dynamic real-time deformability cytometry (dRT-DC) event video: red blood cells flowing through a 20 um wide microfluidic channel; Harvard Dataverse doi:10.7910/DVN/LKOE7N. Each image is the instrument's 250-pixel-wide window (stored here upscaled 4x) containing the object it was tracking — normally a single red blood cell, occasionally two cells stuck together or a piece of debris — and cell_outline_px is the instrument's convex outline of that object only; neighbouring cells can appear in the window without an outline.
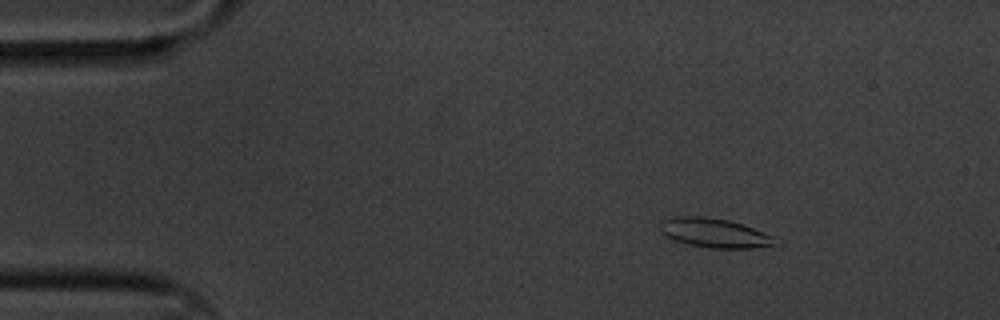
{"species": "common noctule bat (a hibernating species)", "species_latin": "Nyctalus noctula", "temperature_condition": "cold", "stored_images_in_passage": 6, "camera_frame_rate_fps": 3000, "um_per_image_px": 0.085, "animal": {"sex": "male", "body_mass_g": 20.1, "forearm_length_mm": 53.5}, "frame": {"image": 1, "passage_image": 2, "time_ms": 0.333, "image_size_px": [1000, 320], "cell_outline_px": [[784, 244], [752, 248], [708, 248], [688, 244], [672, 240], [660, 232], [660, 224], [664, 220], [672, 216], [704, 216], [728, 220], [744, 224], [776, 236], [784, 240]], "centroid_in_image_um": [60.85, 19.81], "position_along_channel_um": 24.1, "area_um2": 20.35}}
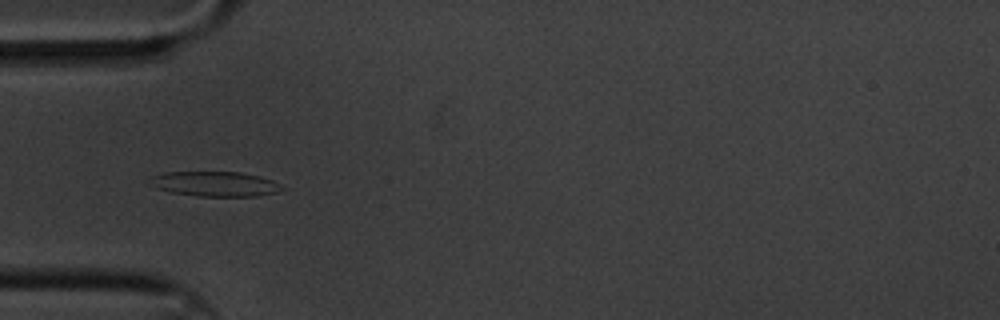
{"frame": {"image": 2, "passage_image": 5, "time_ms": 1.333, "image_size_px": [1000, 320], "cell_outline_px": [[284, 188], [276, 192], [256, 196], [196, 196], [172, 192], [156, 188], [148, 184], [152, 176], [164, 172], [240, 172], [260, 176], [272, 180], [280, 184]], "centroid_in_image_um": [18.25, 15.63], "position_along_channel_um": 66.7, "area_um2": 19.13}}